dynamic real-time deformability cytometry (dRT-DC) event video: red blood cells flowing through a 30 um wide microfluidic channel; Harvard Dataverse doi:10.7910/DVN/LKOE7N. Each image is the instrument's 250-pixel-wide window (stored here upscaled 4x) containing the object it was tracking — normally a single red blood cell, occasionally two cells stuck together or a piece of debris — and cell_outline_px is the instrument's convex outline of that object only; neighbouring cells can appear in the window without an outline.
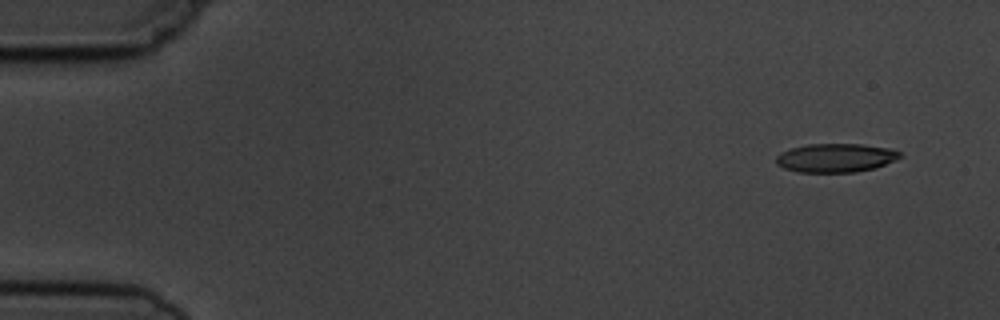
{"species": "common noctule bat (a hibernating species)", "species_latin": "Nyctalus noctula", "temperature_condition": "cold", "stored_images_in_passage": 4, "camera_frame_rate_fps": 3000, "um_per_image_px": 0.085, "animal": {"sex": "male", "body_mass_g": 19.5, "forearm_length_mm": 54.6}, "frame": {"image": 1, "passage_image": 1, "time_ms": 0.0, "image_size_px": [1000, 320], "cell_outline_px": [[904, 156], [896, 160], [876, 168], [856, 172], [800, 172], [784, 168], [776, 164], [776, 156], [780, 152], [792, 148], [808, 144], [864, 144], [888, 148], [900, 152]], "centroid_in_image_um": [71.06, 13.42], "position_along_channel_um": 13.9, "area_um2": 20.87}}